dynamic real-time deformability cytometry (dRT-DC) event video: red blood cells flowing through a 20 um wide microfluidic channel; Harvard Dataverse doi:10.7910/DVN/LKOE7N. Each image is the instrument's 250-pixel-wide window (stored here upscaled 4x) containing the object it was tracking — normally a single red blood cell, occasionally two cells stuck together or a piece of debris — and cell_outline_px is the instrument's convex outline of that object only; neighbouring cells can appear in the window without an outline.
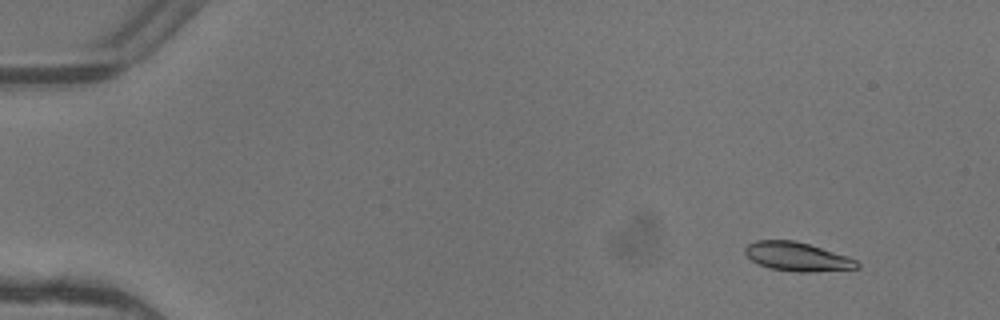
{"species": "common noctule bat (a hibernating species)", "species_latin": "Nyctalus noctula", "temperature_condition": "warm", "stored_images_in_passage": 6, "camera_frame_rate_fps": 3000, "um_per_image_px": 0.085, "animal": {"sex": "female"}, "frame": {"image": 1, "passage_image": 2, "time_ms": 0.333, "image_size_px": [1000, 320], "cell_outline_px": [[860, 268], [808, 272], [800, 272], [772, 268], [760, 264], [752, 260], [744, 252], [744, 248], [748, 244], [756, 240], [792, 240], [808, 244], [848, 256], [856, 260], [860, 264]], "centroid_in_image_um": [67.78, 21.81], "position_along_channel_um": 17.2, "area_um2": 18.55}}